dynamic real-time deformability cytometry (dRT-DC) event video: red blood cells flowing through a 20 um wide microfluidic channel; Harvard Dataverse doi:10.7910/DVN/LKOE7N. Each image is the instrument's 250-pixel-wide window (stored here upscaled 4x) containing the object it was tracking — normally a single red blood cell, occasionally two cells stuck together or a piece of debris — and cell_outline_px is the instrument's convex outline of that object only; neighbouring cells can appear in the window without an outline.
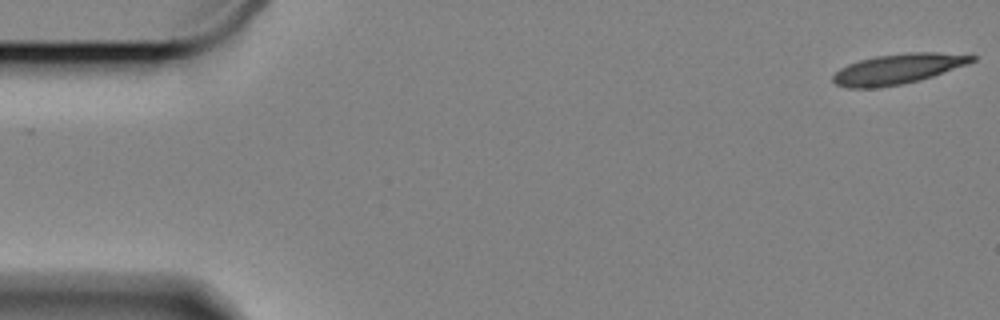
{"species": "Egyptian fruit bat (a non-hibernating species)", "species_latin": "Rousettus aegyptiacus", "temperature_condition": "cold", "stored_images_in_passage": 59, "camera_frame_rate_fps": 3000, "um_per_image_px": 0.085, "animal": {"sex": "female"}, "frame": {"image": 1, "passage_image": 1, "time_ms": 0.0, "image_size_px": [1000, 320], "cell_outline_px": [[976, 60], [968, 64], [920, 80], [904, 84], [876, 88], [848, 88], [836, 84], [832, 80], [832, 76], [840, 68], [848, 64], [860, 60], [876, 56], [908, 52], [936, 52], [976, 56]], "centroid_in_image_um": [76.3, 5.86], "position_along_channel_um": 8.7, "area_um2": 24.39}}
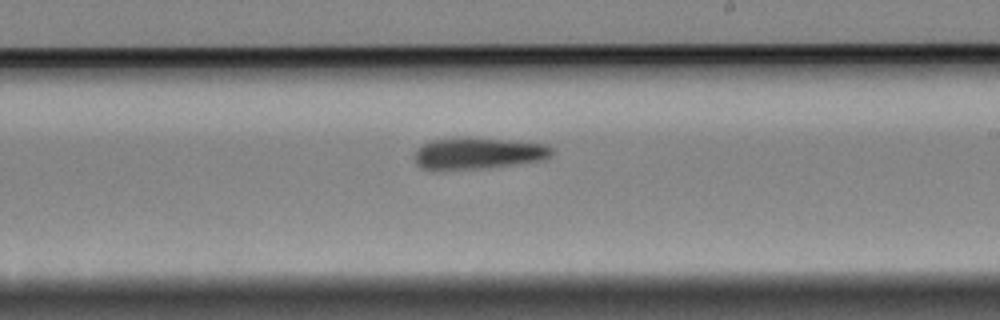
{"frame": {"image": 2, "passage_image": 34, "time_ms": 11.0, "image_size_px": [1000, 320], "cell_outline_px": [[552, 156], [544, 160], [480, 168], [432, 172], [420, 168], [416, 164], [412, 156], [416, 148], [432, 140], [464, 136], [468, 136], [544, 144], [552, 148]], "centroid_in_image_um": [40.51, 13.04], "position_along_channel_um": 248.5, "area_um2": 25.89}}
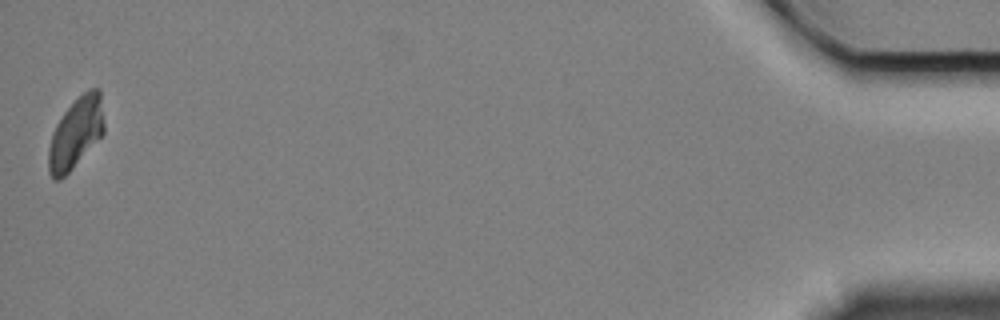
{"frame": {"image": 3, "passage_image": 59, "time_ms": 19.333, "image_size_px": [1000, 320], "cell_outline_px": [[104, 132], [72, 168], [60, 180], [52, 180], [48, 172], [48, 148], [52, 132], [56, 124], [64, 112], [88, 88], [100, 88], [104, 124]], "centroid_in_image_um": [6.42, 11.32], "position_along_channel_um": 428.8, "area_um2": 22.66}, "authors_computed_cell_mechanics": {"area_um2": 24.565, "velocity_mm_per_s": 3.3005, "shape_relaxation_time_tau1_ms": 9.6199, "shape_relaxation_time_tau2_ms": null, "deformation_change_tau1": 0.1467, "deformation_change_tau2": null}}